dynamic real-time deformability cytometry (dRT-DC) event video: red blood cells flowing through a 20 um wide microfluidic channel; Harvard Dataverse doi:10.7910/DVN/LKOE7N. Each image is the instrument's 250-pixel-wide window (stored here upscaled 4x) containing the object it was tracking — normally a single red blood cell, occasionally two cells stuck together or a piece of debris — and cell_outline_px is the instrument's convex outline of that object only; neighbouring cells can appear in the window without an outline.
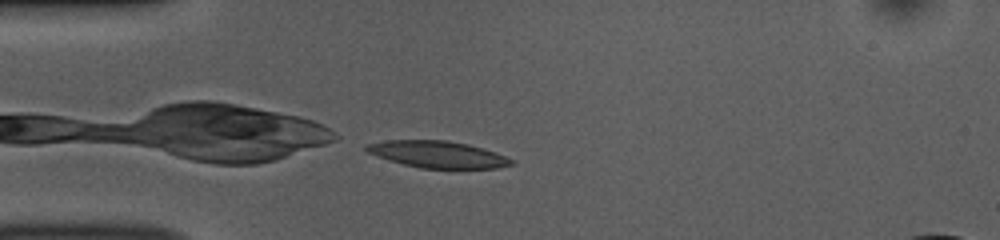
{"species": "common noctule bat (a hibernating species)", "species_latin": "Nyctalus noctula", "temperature_condition": "room temperature", "stored_images_in_passage": 39, "camera_frame_rate_fps": 3000, "um_per_image_px": 0.085, "animal": {"sex": "female", "body_mass_g": 10.0, "forearm_length_mm": 53.1}, "frame": {"image": 1, "passage_image": 1, "time_ms": 0.0, "image_size_px": [1000, 240], "cell_outline_px": [[516, 164], [496, 168], [420, 168], [404, 164], [376, 156], [368, 152], [364, 148], [368, 144], [388, 140], [444, 140], [468, 144], [496, 152], [516, 160]], "centroid_in_image_um": [37.26, 13.12], "position_along_channel_um": 47.7, "area_um2": 22.54}}
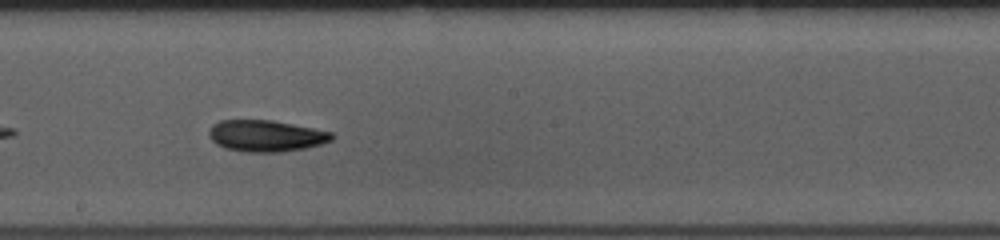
{"frame": {"image": 2, "passage_image": 16, "time_ms": 5.0, "image_size_px": [1000, 240], "cell_outline_px": [[336, 136], [332, 140], [320, 144], [304, 148], [280, 152], [248, 152], [224, 148], [216, 144], [208, 136], [208, 128], [212, 124], [220, 120], [272, 120], [332, 132]], "centroid_in_image_um": [22.57, 11.54], "position_along_channel_um": 225.6, "area_um2": 22.6}}
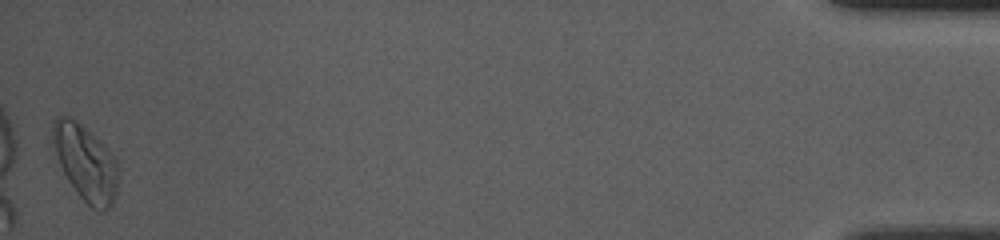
{"frame": {"image": 3, "passage_image": 39, "time_ms": 12.667, "image_size_px": [1000, 240], "cell_outline_px": [[120, 176], [116, 192], [112, 204], [104, 212], [96, 212], [80, 196], [68, 180], [52, 148], [52, 124], [56, 116], [68, 116], [76, 120], [116, 160]], "centroid_in_image_um": [7.26, 13.87], "position_along_channel_um": 427.9, "area_um2": 28.5}}